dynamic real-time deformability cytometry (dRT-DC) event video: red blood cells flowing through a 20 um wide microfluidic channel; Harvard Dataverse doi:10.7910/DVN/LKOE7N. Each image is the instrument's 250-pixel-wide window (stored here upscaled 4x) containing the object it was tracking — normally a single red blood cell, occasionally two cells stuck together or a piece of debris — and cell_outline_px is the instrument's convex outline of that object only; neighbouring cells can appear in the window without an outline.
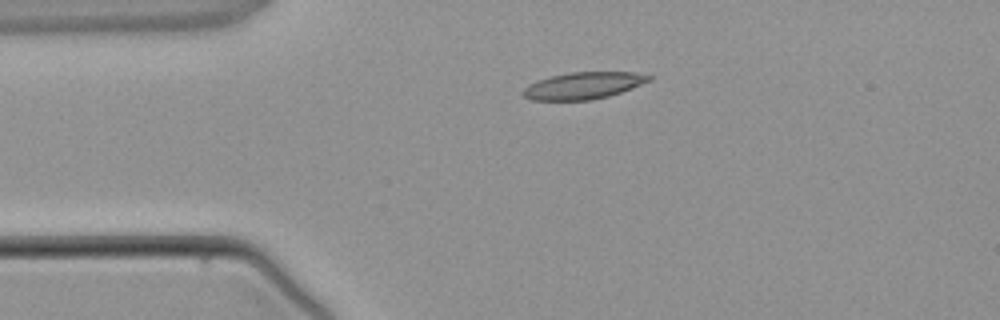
{"species": "common noctule bat (a hibernating species)", "species_latin": "Nyctalus noctula", "temperature_condition": "warm", "stored_images_in_passage": 3, "camera_frame_rate_fps": 3000, "um_per_image_px": 0.085, "animal": {"sex": "male", "body_mass_g": 21.5, "forearm_length_mm": 52.0}, "frame": {"image": 1, "passage_image": 2, "time_ms": 2.0, "image_size_px": [1000, 320], "cell_outline_px": [[652, 80], [632, 88], [608, 96], [592, 100], [532, 100], [524, 96], [520, 92], [528, 84], [536, 80], [552, 76], [572, 72], [632, 72], [652, 76]], "centroid_in_image_um": [49.56, 7.28], "position_along_channel_um": 35.4, "area_um2": 19.71}}
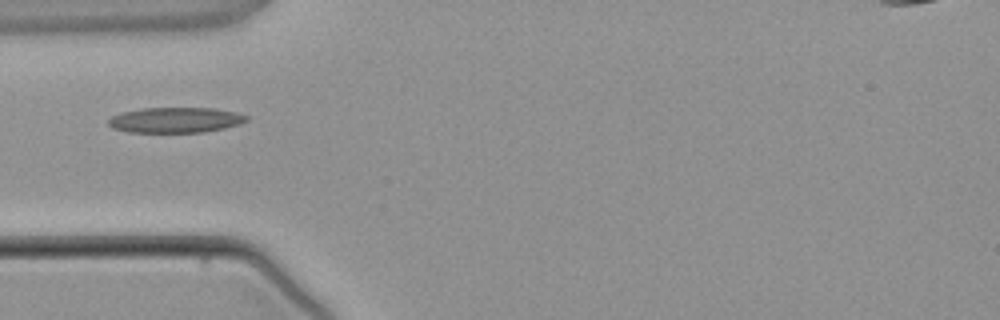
{"frame": {"image": 2, "passage_image": 3, "time_ms": 3.333, "image_size_px": [1000, 320], "cell_outline_px": [[248, 120], [240, 124], [224, 128], [204, 132], [128, 132], [112, 128], [108, 124], [108, 120], [112, 116], [120, 112], [140, 108], [216, 108], [236, 112], [248, 116]], "centroid_in_image_um": [14.91, 10.19], "position_along_channel_um": 70.1, "area_um2": 20.58}}